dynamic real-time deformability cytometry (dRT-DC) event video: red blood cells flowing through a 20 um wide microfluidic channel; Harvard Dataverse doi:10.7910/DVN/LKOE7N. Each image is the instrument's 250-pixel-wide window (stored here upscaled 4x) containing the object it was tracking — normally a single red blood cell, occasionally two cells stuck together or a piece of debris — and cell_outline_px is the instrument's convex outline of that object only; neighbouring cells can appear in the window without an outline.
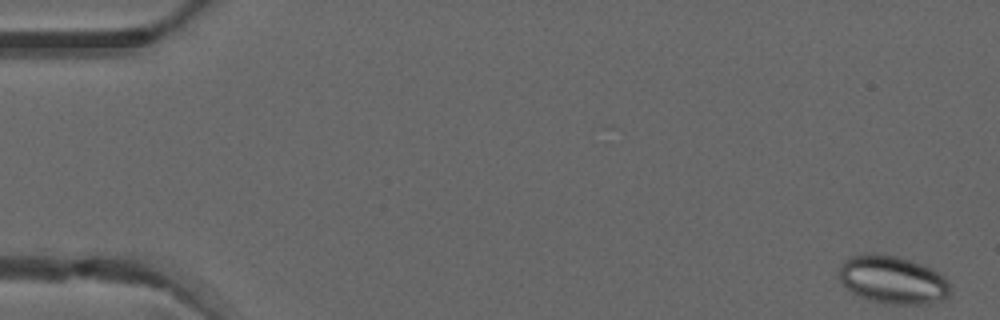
{"species": "common noctule bat (a hibernating species)", "species_latin": "Nyctalus noctula", "temperature_condition": "warm", "stored_images_in_passage": 5, "camera_frame_rate_fps": 3000, "um_per_image_px": 0.085, "animal": {"sex": "male", "forearm_length_mm": 52.5}, "frame": {"image": 1, "passage_image": 1, "time_ms": 0.0, "image_size_px": [1000, 320], "cell_outline_px": [[952, 292], [944, 300], [928, 304], [884, 304], [860, 296], [852, 292], [840, 280], [840, 268], [844, 260], [852, 256], [896, 256], [932, 268], [944, 276]], "centroid_in_image_um": [75.95, 23.84], "position_along_channel_um": 9.1, "area_um2": 30.4}}